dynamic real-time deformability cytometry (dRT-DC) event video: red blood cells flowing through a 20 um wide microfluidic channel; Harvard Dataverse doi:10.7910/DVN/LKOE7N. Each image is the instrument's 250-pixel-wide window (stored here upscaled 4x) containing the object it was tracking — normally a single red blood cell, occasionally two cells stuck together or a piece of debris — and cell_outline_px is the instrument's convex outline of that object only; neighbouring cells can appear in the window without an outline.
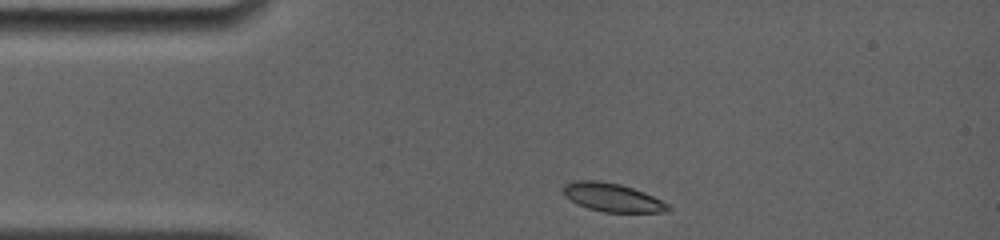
{"species": "common noctule bat (a hibernating species)", "species_latin": "Nyctalus noctula", "temperature_condition": "room temperature", "stored_images_in_passage": 10, "camera_frame_rate_fps": 4000, "um_per_image_px": 0.085, "animal": {"sex": "female", "body_mass_g": 19.0, "forearm_length_mm": 56.7}, "frame": {"image": 1, "passage_image": 1, "time_ms": 0.0, "image_size_px": [1000, 240], "cell_outline_px": [[672, 208], [664, 212], [604, 212], [588, 208], [564, 196], [564, 184], [576, 180], [600, 180], [620, 184], [644, 192], [668, 204]], "centroid_in_image_um": [52.05, 16.77], "position_along_channel_um": 33.0, "area_um2": 17.17}}
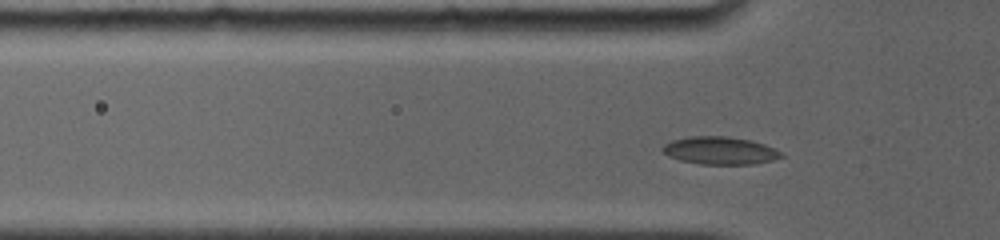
{"frame": {"image": 2, "passage_image": 8, "time_ms": 1.75, "image_size_px": [1000, 240], "cell_outline_px": [[784, 156], [772, 160], [752, 164], [700, 164], [680, 160], [668, 156], [664, 152], [664, 144], [672, 140], [688, 136], [728, 136], [752, 140], [764, 144], [780, 152]], "centroid_in_image_um": [61.19, 12.79], "position_along_channel_um": 64.6, "area_um2": 19.02}}